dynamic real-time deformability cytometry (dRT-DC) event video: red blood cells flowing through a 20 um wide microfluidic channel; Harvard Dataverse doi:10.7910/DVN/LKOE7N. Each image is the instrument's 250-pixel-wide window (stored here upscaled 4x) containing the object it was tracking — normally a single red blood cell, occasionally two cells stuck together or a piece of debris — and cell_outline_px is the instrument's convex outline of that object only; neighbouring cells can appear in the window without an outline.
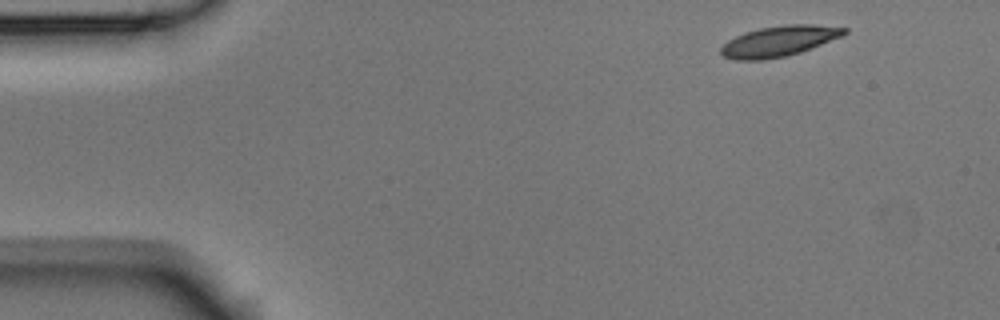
{"species": "Egyptian fruit bat (a non-hibernating species)", "species_latin": "Rousettus aegyptiacus", "temperature_condition": "room temperature", "stored_images_in_passage": 5, "camera_frame_rate_fps": 3000, "um_per_image_px": 0.085, "animal": {"sex": "male"}, "frame": {"image": 1, "passage_image": 5, "time_ms": 1.333, "image_size_px": [1000, 320], "cell_outline_px": [[848, 32], [844, 36], [812, 48], [788, 56], [764, 60], [736, 60], [724, 56], [720, 52], [720, 48], [728, 40], [744, 32], [760, 28], [784, 24], [812, 24], [848, 28]], "centroid_in_image_um": [66.25, 3.49], "position_along_channel_um": 18.7, "area_um2": 22.2}}